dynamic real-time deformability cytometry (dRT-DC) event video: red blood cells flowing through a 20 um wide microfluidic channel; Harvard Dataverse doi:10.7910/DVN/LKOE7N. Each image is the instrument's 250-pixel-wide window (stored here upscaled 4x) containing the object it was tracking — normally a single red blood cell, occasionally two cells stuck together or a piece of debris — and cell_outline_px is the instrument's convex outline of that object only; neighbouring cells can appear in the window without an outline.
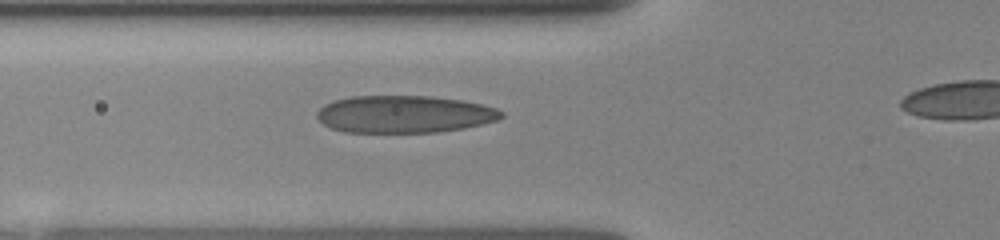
{"species": "human", "species_latin": "Homo sapiens", "temperature_condition": "room temperature", "stored_images_in_passage": 34, "camera_frame_rate_fps": 3000, "um_per_image_px": 0.085, "donor": {"sex": "female"}, "frame": {"image": 1, "passage_image": 24, "time_ms": 2.667, "image_size_px": [1000, 240], "cell_outline_px": [[504, 116], [496, 120], [464, 128], [436, 132], [344, 132], [332, 128], [324, 124], [316, 116], [316, 112], [324, 104], [332, 100], [352, 96], [432, 96], [464, 100], [496, 108], [504, 112]], "centroid_in_image_um": [34.35, 9.7], "position_along_channel_um": 91.5, "area_um2": 40.17}}
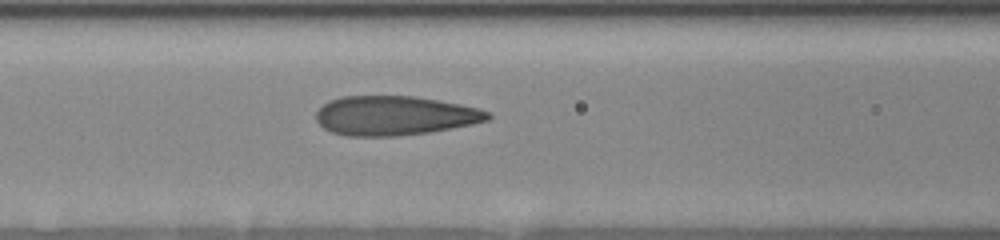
{"frame": {"image": 2, "passage_image": 32, "time_ms": 3.667, "image_size_px": [1000, 240], "cell_outline_px": [[492, 116], [488, 120], [472, 124], [432, 132], [396, 136], [348, 136], [332, 132], [324, 128], [316, 120], [316, 112], [328, 100], [340, 96], [416, 96], [460, 104], [480, 108], [488, 112]], "centroid_in_image_um": [33.55, 9.82], "position_along_channel_um": 133.1, "area_um2": 39.54}}